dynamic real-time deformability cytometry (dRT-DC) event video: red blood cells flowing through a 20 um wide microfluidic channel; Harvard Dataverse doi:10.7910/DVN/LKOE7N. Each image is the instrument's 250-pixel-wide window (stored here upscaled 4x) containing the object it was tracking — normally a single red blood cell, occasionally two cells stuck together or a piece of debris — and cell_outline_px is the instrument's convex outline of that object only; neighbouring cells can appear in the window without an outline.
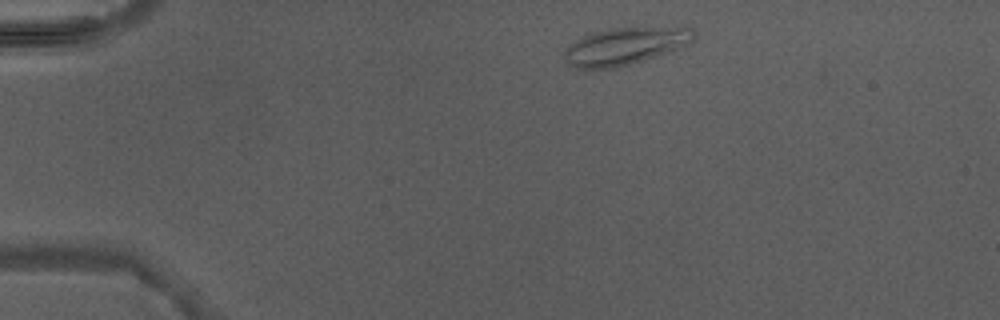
{"species": "Egyptian fruit bat (a non-hibernating species)", "species_latin": "Rousettus aegyptiacus", "temperature_condition": "warm", "stored_images_in_passage": 2, "camera_frame_rate_fps": 3000, "um_per_image_px": 0.085, "animal": {"sex": "male"}, "frame": {"image": 1, "passage_image": 1, "time_ms": 0.0, "image_size_px": [1000, 320], "cell_outline_px": [[696, 36], [684, 48], [644, 60], [612, 68], [576, 68], [568, 64], [564, 56], [564, 48], [576, 40], [592, 32], [612, 28], [680, 24], [684, 24], [692, 28], [696, 32]], "centroid_in_image_um": [53.27, 3.86], "position_along_channel_um": 31.7, "area_um2": 29.13}}